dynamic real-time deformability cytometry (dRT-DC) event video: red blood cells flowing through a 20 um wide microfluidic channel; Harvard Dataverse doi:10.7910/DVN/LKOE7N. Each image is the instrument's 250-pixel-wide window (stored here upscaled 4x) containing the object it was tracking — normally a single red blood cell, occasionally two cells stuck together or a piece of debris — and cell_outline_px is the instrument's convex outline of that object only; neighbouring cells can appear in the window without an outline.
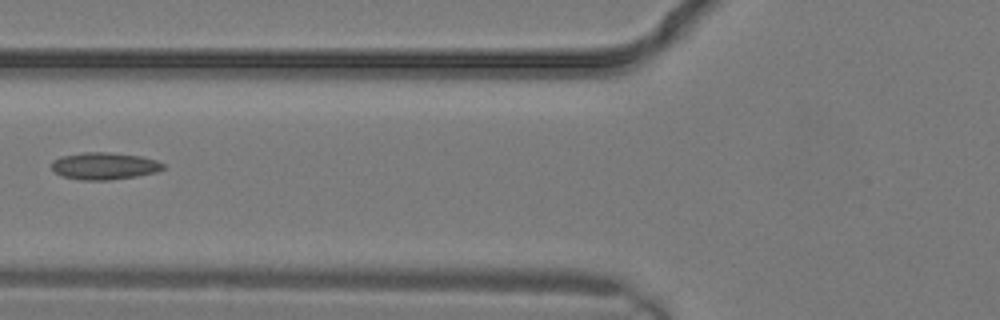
{"species": "common noctule bat (a hibernating species)", "species_latin": "Nyctalus noctula", "temperature_condition": "warm", "stored_images_in_passage": 3, "camera_frame_rate_fps": 3000, "um_per_image_px": 0.085, "animal": {"sex": "male", "body_mass_g": 19.2, "forearm_length_mm": 51.8}, "frame": {"image": 1, "passage_image": 3, "time_ms": 0.667, "image_size_px": [1000, 320], "cell_outline_px": [[164, 168], [156, 172], [136, 176], [108, 180], [80, 180], [64, 176], [56, 172], [52, 168], [52, 160], [60, 156], [84, 152], [108, 152], [140, 156], [156, 160], [164, 164]], "centroid_in_image_um": [8.86, 14.1], "position_along_channel_um": 116.9, "area_um2": 17.51}}